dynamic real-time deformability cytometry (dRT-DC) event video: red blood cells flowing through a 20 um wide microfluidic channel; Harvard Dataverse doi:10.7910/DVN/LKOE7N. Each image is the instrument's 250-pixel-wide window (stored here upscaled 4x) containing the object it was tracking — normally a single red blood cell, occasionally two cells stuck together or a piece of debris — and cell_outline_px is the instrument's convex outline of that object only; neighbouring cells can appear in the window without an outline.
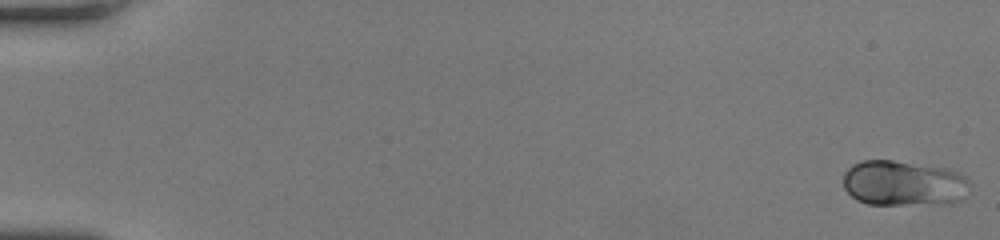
{"species": "human", "species_latin": "Homo sapiens", "temperature_condition": "room temperature", "stored_images_in_passage": 50, "camera_frame_rate_fps": 3000, "um_per_image_px": 0.085, "donor": {"sex": "female"}, "frame": {"image": 1, "passage_image": 1, "time_ms": 0.0, "image_size_px": [1000, 240], "cell_outline_px": [[968, 184], [964, 196], [960, 200], [952, 204], [868, 204], [856, 200], [844, 188], [844, 172], [852, 164], [860, 160], [892, 160], [944, 168], [956, 172], [964, 176], [968, 180]], "centroid_in_image_um": [76.77, 15.58], "position_along_channel_um": 8.2, "area_um2": 33.41}}
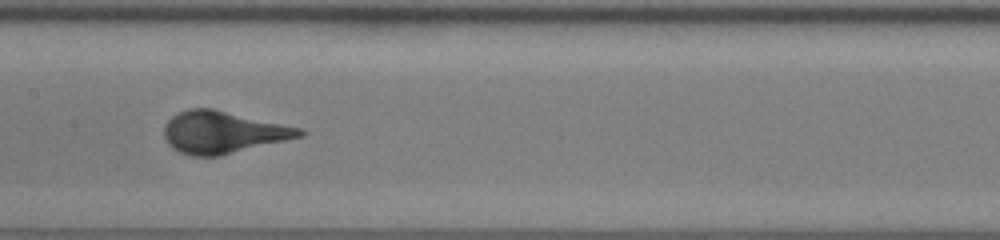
{"frame": {"image": 2, "passage_image": 27, "time_ms": 8.667, "image_size_px": [1000, 240], "cell_outline_px": [[308, 132], [304, 136], [220, 156], [192, 156], [180, 152], [172, 148], [168, 144], [164, 136], [164, 124], [172, 116], [188, 108], [212, 108], [304, 128]], "centroid_in_image_um": [18.99, 11.24], "position_along_channel_um": 188.4, "area_um2": 33.52}}
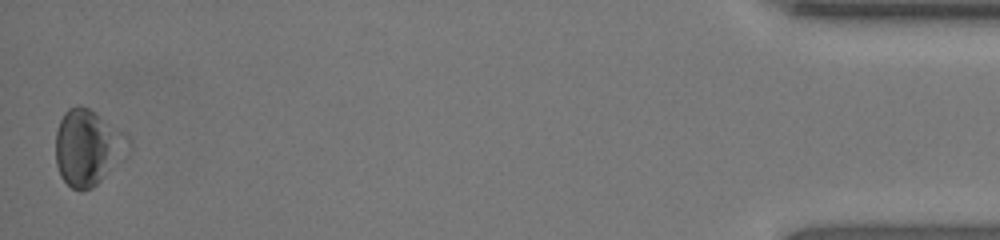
{"frame": {"image": 3, "passage_image": 50, "time_ms": 16.333, "image_size_px": [1000, 240], "cell_outline_px": [[112, 136], [100, 180], [92, 188], [80, 192], [72, 188], [60, 176], [56, 164], [56, 132], [60, 120], [64, 112], [68, 108], [76, 104], [80, 104], [96, 112]], "centroid_in_image_um": [6.93, 12.53], "position_along_channel_um": 428.3, "area_um2": 26.36}, "authors_computed_cell_mechanics": {"area_um2": 32.368, "velocity_mm_per_s": 4.2412, "shape_relaxation_time_tau1_ms": 2.9254, "shape_relaxation_time_tau2_ms": null, "deformation_change_tau1": 0.1213, "deformation_change_tau2": null}}